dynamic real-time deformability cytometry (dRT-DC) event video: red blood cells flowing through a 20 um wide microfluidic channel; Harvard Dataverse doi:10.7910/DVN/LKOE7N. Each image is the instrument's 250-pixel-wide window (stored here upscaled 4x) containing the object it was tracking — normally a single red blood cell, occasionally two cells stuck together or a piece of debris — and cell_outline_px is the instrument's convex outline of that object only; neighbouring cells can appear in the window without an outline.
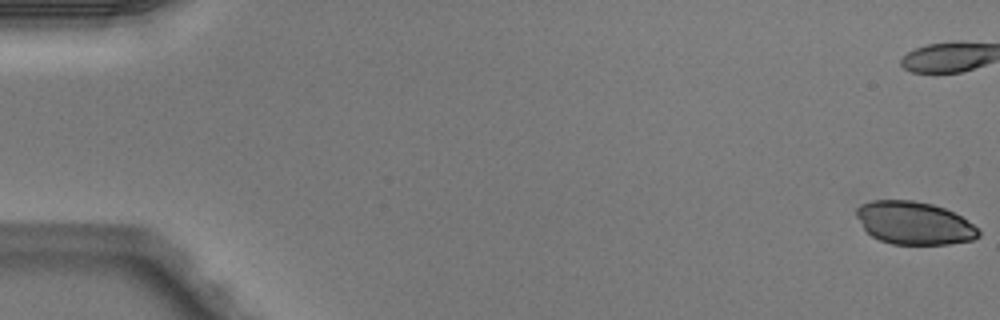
{"species": "Egyptian fruit bat (a non-hibernating species)", "species_latin": "Rousettus aegyptiacus", "temperature_condition": "warm", "stored_images_in_passage": 15, "camera_frame_rate_fps": 3000, "um_per_image_px": 0.085, "animal": {"sex": "male"}, "frame": {"image": 1, "passage_image": 1, "time_ms": 0.0, "image_size_px": [1000, 320], "cell_outline_px": [[980, 236], [972, 240], [948, 244], [892, 244], [880, 240], [872, 236], [864, 228], [856, 216], [856, 208], [860, 204], [872, 200], [912, 200], [932, 204], [944, 208], [960, 216], [972, 224], [980, 232]], "centroid_in_image_um": [77.68, 18.95], "position_along_channel_um": 7.3, "area_um2": 30.35}}